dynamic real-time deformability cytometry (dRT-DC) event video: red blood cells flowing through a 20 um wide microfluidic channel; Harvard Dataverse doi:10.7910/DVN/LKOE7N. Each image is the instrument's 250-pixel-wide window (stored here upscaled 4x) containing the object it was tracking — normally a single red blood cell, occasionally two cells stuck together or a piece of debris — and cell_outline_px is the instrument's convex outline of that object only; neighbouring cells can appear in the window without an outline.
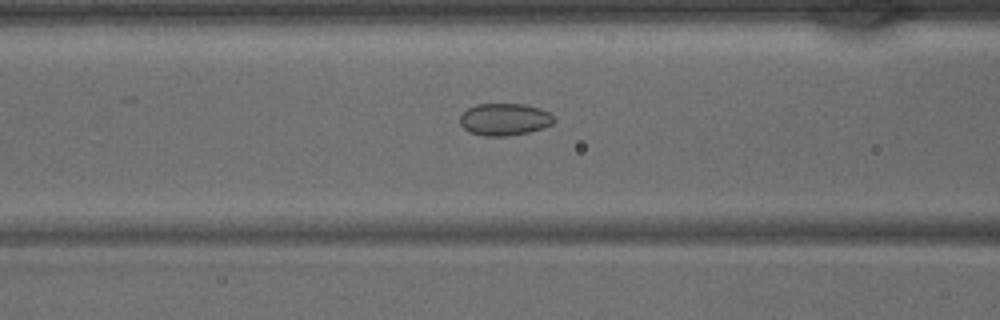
{"species": "common noctule bat (a hibernating species)", "species_latin": "Nyctalus noctula", "temperature_condition": "warm", "stored_images_in_passage": 42, "camera_frame_rate_fps": 3000, "um_per_image_px": 0.085, "animal": {"sex": "male", "body_mass_g": 15.6}, "frame": {"image": 1, "passage_image": 17, "time_ms": 5.333, "image_size_px": [1000, 320], "cell_outline_px": [[556, 120], [552, 124], [544, 128], [528, 132], [508, 136], [484, 136], [472, 132], [464, 128], [460, 124], [460, 116], [468, 108], [476, 104], [524, 104], [540, 108], [548, 112]], "centroid_in_image_um": [42.9, 10.14], "position_along_channel_um": 123.7, "area_um2": 17.57}}
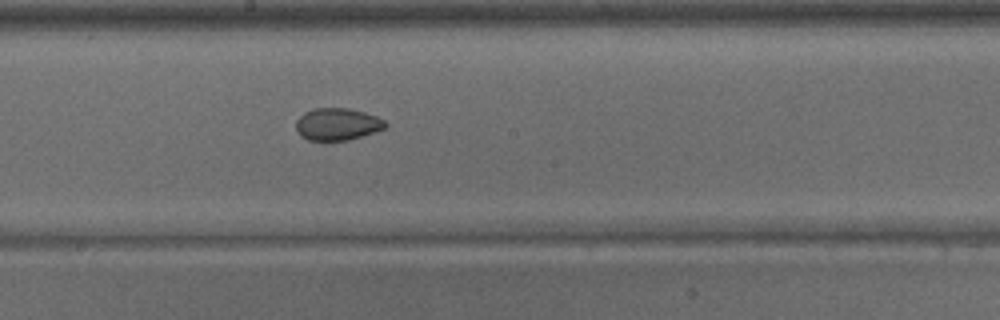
{"frame": {"image": 2, "passage_image": 23, "time_ms": 7.333, "image_size_px": [1000, 320], "cell_outline_px": [[388, 124], [384, 128], [376, 132], [348, 140], [308, 140], [300, 136], [296, 132], [296, 120], [304, 112], [312, 108], [348, 108], [364, 112], [376, 116], [384, 120]], "centroid_in_image_um": [28.65, 10.55], "position_along_channel_um": 219.5, "area_um2": 16.88}}
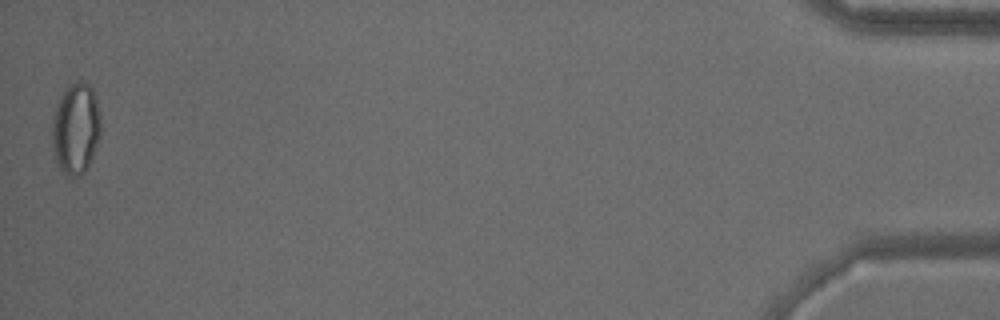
{"frame": {"image": 3, "passage_image": 42, "time_ms": 13.667, "image_size_px": [1000, 320], "cell_outline_px": [[100, 136], [92, 160], [88, 168], [80, 176], [68, 176], [60, 172], [52, 148], [52, 116], [60, 96], [76, 80], [80, 80], [88, 84], [92, 88], [96, 100], [100, 116]], "centroid_in_image_um": [6.44, 10.97], "position_along_channel_um": 428.8, "area_um2": 26.13}}